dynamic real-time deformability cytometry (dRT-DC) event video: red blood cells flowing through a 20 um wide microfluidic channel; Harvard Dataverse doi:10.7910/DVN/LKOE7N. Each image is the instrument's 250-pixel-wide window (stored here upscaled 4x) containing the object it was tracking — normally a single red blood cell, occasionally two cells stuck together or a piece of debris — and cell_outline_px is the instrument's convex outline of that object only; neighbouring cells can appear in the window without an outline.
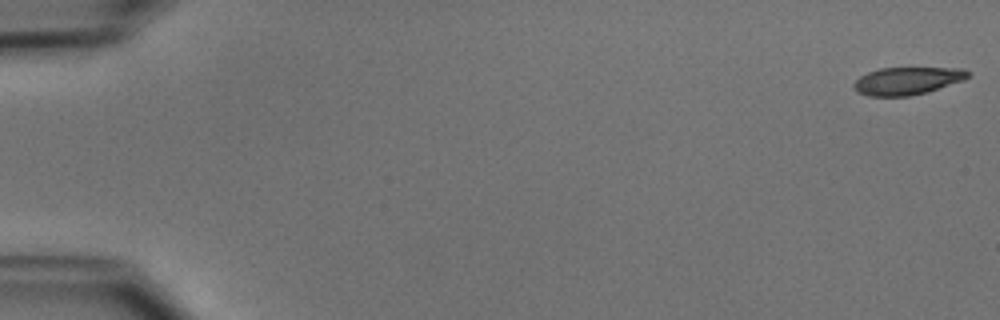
{"species": "common noctule bat (a hibernating species)", "species_latin": "Nyctalus noctula", "temperature_condition": "cold", "stored_images_in_passage": 20, "camera_frame_rate_fps": 3000, "um_per_image_px": 0.085, "animal": {"sex": "male", "body_mass_g": 15.6}, "frame": {"image": 1, "passage_image": 1, "time_ms": 0.0, "image_size_px": [1000, 320], "cell_outline_px": [[968, 76], [964, 80], [928, 92], [908, 96], [868, 96], [856, 92], [852, 84], [860, 76], [868, 72], [880, 68], [964, 68], [968, 72]], "centroid_in_image_um": [77.09, 6.88], "position_along_channel_um": 7.9, "area_um2": 18.38}}